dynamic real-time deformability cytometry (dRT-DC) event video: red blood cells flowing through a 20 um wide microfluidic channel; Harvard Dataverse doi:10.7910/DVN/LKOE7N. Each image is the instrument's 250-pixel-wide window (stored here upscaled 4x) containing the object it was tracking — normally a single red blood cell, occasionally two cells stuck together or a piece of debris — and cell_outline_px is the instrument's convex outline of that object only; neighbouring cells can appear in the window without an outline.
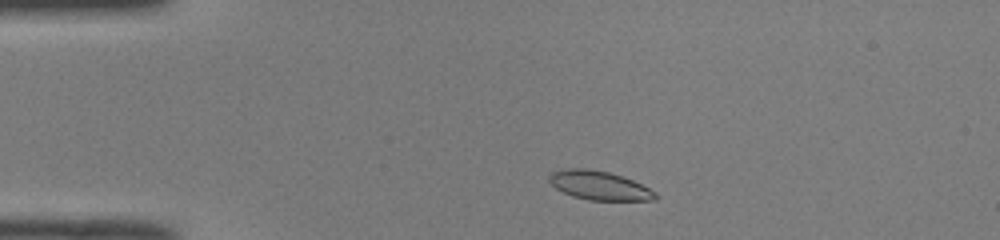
{"species": "common noctule bat (a hibernating species)", "species_latin": "Nyctalus noctula", "temperature_condition": "room temperature", "stored_images_in_passage": 44, "camera_frame_rate_fps": 3000, "um_per_image_px": 0.085, "animal": {"sex": "male", "body_mass_g": 19.0, "forearm_length_mm": 50.8}, "frame": {"image": 1, "passage_image": 4, "time_ms": 1.0, "image_size_px": [1000, 240], "cell_outline_px": [[660, 196], [656, 200], [588, 200], [572, 196], [556, 188], [548, 180], [548, 176], [552, 172], [568, 168], [588, 168], [608, 172], [632, 180], [656, 192]], "centroid_in_image_um": [50.94, 15.77], "position_along_channel_um": 34.1, "area_um2": 17.8}}
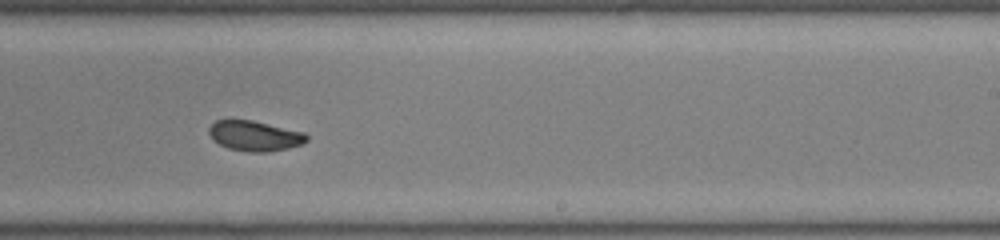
{"frame": {"image": 2, "passage_image": 25, "time_ms": 8.0, "image_size_px": [1000, 240], "cell_outline_px": [[308, 140], [304, 144], [288, 148], [268, 152], [248, 152], [228, 148], [212, 140], [208, 132], [208, 128], [216, 120], [252, 120], [304, 132], [308, 136]], "centroid_in_image_um": [21.66, 11.55], "position_along_channel_um": 267.3, "area_um2": 17.28}}
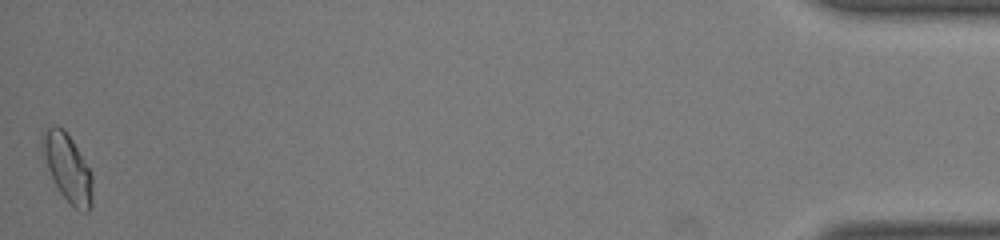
{"frame": {"image": 3, "passage_image": 44, "time_ms": 14.333, "image_size_px": [1000, 240], "cell_outline_px": [[92, 204], [88, 212], [84, 212], [76, 208], [60, 192], [40, 152], [44, 132], [52, 124], [56, 124], [64, 128], [72, 140], [92, 172]], "centroid_in_image_um": [5.75, 14.23], "position_along_channel_um": 429.5, "area_um2": 19.59}, "authors_computed_cell_mechanics": {"area_um2": 17.8024, "velocity_mm_per_s": 4.0048, "shape_relaxation_time_tau1_ms": null, "shape_relaxation_time_tau2_ms": 1.4069, "deformation_change_tau1": null, "deformation_change_tau2": 0.0465}}